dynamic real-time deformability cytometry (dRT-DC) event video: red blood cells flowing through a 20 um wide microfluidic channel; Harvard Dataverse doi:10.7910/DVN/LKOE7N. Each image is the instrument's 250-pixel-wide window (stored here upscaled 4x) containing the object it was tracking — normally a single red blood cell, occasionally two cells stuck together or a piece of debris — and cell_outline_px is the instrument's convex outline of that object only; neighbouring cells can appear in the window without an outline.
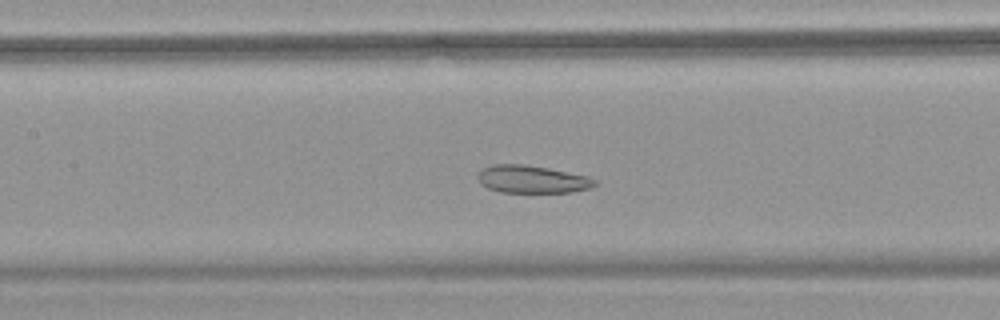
{"species": "common noctule bat (a hibernating species)", "species_latin": "Nyctalus noctula", "temperature_condition": "warm", "stored_images_in_passage": 50, "camera_frame_rate_fps": 3000, "um_per_image_px": 0.085, "animal": {"sex": "female", "body_mass_g": 18.4}, "frame": {"image": 1, "passage_image": 22, "time_ms": 7.0, "image_size_px": [1000, 320], "cell_outline_px": [[596, 184], [592, 188], [568, 192], [500, 192], [488, 188], [480, 184], [476, 176], [484, 168], [492, 164], [524, 164], [548, 168], [588, 176], [596, 180]], "centroid_in_image_um": [45.21, 15.24], "position_along_channel_um": 162.2, "area_um2": 18.84}}
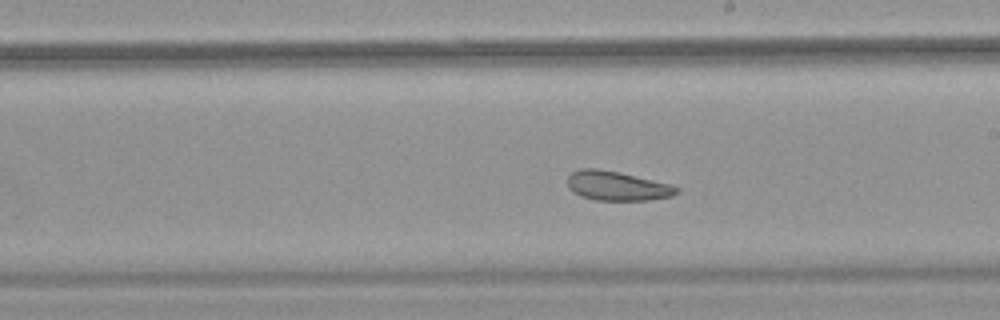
{"frame": {"image": 2, "passage_image": 28, "time_ms": 9.0, "image_size_px": [1000, 320], "cell_outline_px": [[680, 192], [672, 196], [648, 200], [596, 200], [580, 196], [572, 192], [568, 188], [568, 176], [572, 172], [580, 168], [596, 168], [620, 172], [672, 184], [680, 188]], "centroid_in_image_um": [52.47, 15.8], "position_along_channel_um": 236.5, "area_um2": 18.9}}
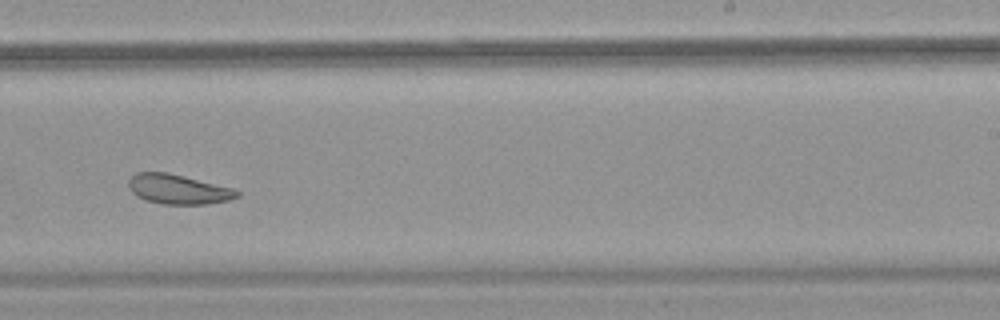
{"frame": {"image": 3, "passage_image": 31, "time_ms": 10.0, "image_size_px": [1000, 320], "cell_outline_px": [[240, 196], [228, 200], [208, 204], [160, 204], [136, 196], [128, 188], [128, 180], [136, 172], [168, 172], [232, 188], [240, 192]], "centroid_in_image_um": [15.12, 16.08], "position_along_channel_um": 273.9, "area_um2": 18.73}, "authors_computed_cell_mechanics": {"area_um2": 24.0448, "velocity_mm_per_s": 3.7425, "shape_relaxation_time_tau1_ms": 6.9067, "shape_relaxation_time_tau2_ms": 2.8216, "deformation_change_tau1": 0.0935, "deformation_change_tau2": 0.0929}}